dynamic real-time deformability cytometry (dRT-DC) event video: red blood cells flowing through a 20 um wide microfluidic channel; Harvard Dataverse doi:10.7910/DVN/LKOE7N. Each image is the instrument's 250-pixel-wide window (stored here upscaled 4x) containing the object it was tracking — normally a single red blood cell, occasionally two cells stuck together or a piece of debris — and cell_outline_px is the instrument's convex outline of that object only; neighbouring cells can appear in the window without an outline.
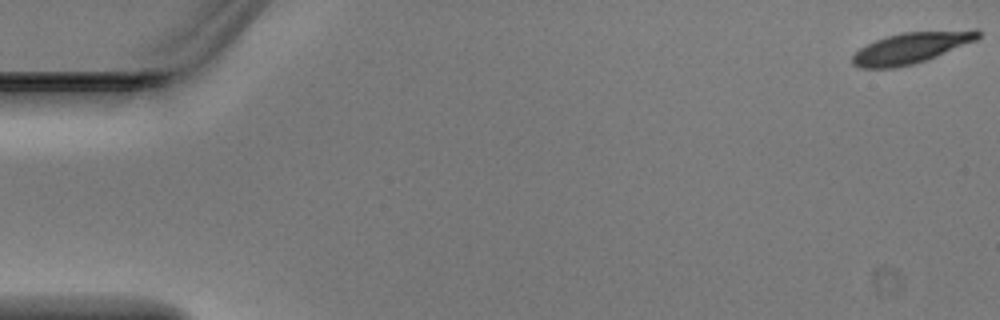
{"species": "Egyptian fruit bat (a non-hibernating species)", "species_latin": "Rousettus aegyptiacus", "temperature_condition": "warm", "stored_images_in_passage": 5, "segment_of_instrument_passage": [1, 2], "camera_frame_rate_fps": 3000, "um_per_image_px": 0.085, "animal": {"sex": "male"}, "frame": {"image": 1, "passage_image": 1, "time_ms": 0.0, "image_size_px": [1000, 320], "cell_outline_px": [[980, 36], [976, 40], [936, 56], [912, 64], [896, 68], [856, 68], [852, 64], [852, 56], [860, 48], [876, 40], [900, 32], [976, 28], [980, 28]], "centroid_in_image_um": [77.48, 4.04], "position_along_channel_um": 7.5, "area_um2": 22.95}}